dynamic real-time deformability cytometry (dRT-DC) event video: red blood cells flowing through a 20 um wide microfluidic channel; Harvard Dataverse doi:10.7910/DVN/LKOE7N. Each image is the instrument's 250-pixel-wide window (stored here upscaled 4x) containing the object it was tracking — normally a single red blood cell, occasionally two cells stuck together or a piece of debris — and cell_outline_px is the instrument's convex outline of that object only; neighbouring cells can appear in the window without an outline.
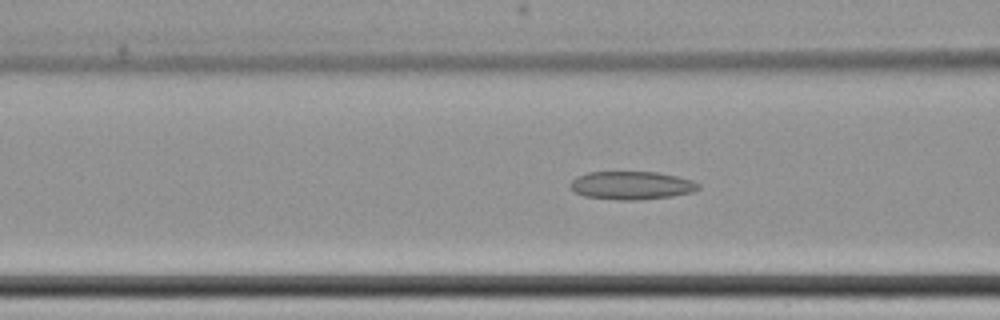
{"species": "common noctule bat (a hibernating species)", "species_latin": "Nyctalus noctula", "temperature_condition": "cold", "stored_images_in_passage": 64, "camera_frame_rate_fps": 3000, "um_per_image_px": 0.085, "animal": {"sex": "female", "body_mass_g": 22.7, "forearm_length_mm": 54.2}, "frame": {"image": 1, "passage_image": 29, "time_ms": 9.333, "image_size_px": [1000, 320], "cell_outline_px": [[700, 188], [692, 192], [672, 196], [636, 200], [616, 200], [584, 196], [576, 192], [568, 184], [576, 176], [588, 172], [656, 172], [676, 176], [692, 180], [700, 184]], "centroid_in_image_um": [53.67, 15.76], "position_along_channel_um": 112.9, "area_um2": 21.04}}
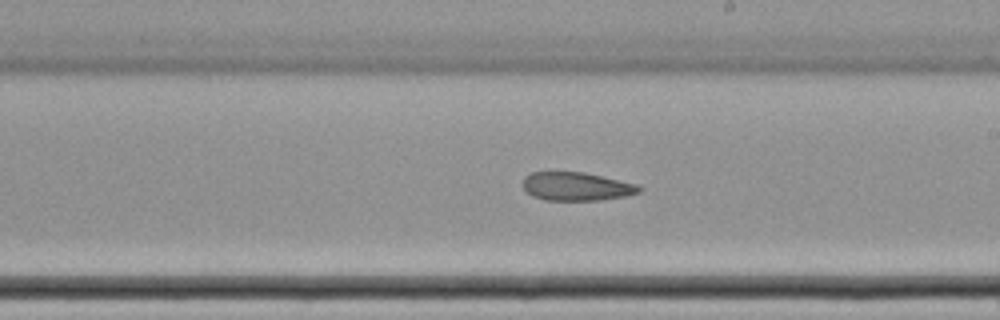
{"frame": {"image": 2, "passage_image": 40, "time_ms": 13.0, "image_size_px": [1000, 320], "cell_outline_px": [[644, 188], [640, 192], [628, 196], [600, 200], [544, 200], [532, 196], [520, 184], [524, 176], [532, 172], [584, 172], [636, 184]], "centroid_in_image_um": [48.98, 15.85], "position_along_channel_um": 240.0, "area_um2": 19.42}}
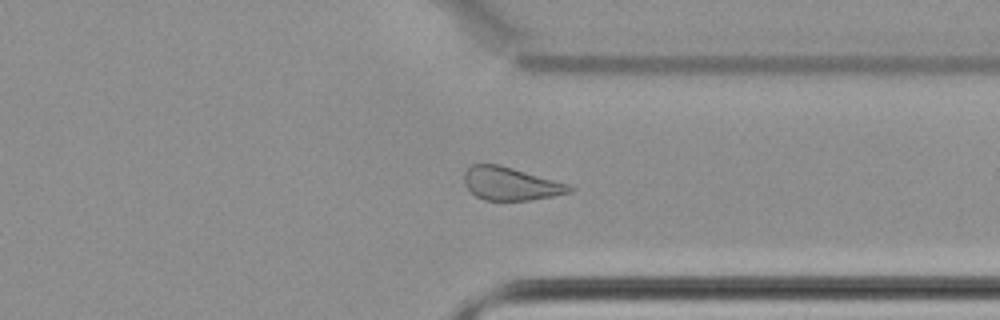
{"frame": {"image": 3, "passage_image": 51, "time_ms": 16.667, "image_size_px": [1000, 320], "cell_outline_px": [[576, 188], [572, 192], [532, 200], [484, 200], [476, 196], [464, 184], [464, 172], [472, 164], [496, 164], [512, 168], [568, 184]], "centroid_in_image_um": [43.4, 15.62], "position_along_channel_um": 368.0, "area_um2": 20.11}}